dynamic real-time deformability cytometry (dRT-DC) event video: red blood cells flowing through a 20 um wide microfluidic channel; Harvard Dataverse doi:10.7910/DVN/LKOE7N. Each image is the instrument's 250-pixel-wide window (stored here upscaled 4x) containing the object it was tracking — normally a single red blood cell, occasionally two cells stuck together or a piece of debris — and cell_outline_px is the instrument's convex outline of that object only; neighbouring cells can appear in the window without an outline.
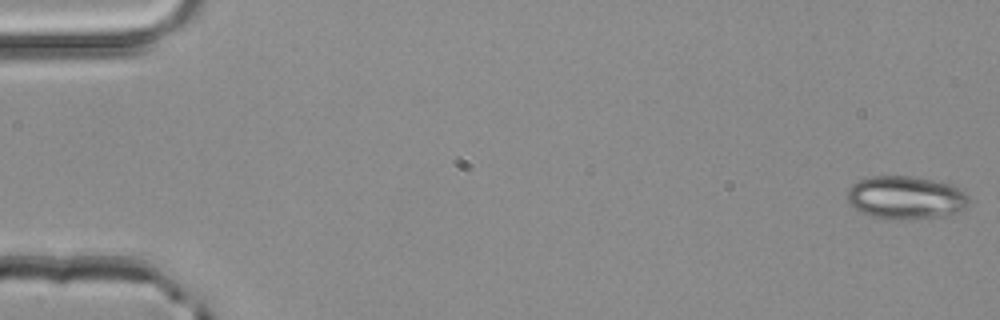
{"species": "common noctule bat (a hibernating species)", "species_latin": "Nyctalus noctula", "temperature_condition": "room temperature", "stored_images_in_passage": 6, "camera_frame_rate_fps": 3000, "um_per_image_px": 0.085, "animal": {"sex": "male", "body_mass_g": 20.4}, "frame": {"image": 1, "passage_image": 1, "time_ms": 0.0, "image_size_px": [1000, 320], "cell_outline_px": [[968, 204], [960, 212], [948, 216], [904, 220], [896, 220], [872, 216], [860, 212], [848, 204], [844, 196], [848, 188], [852, 184], [860, 180], [872, 176], [912, 176], [952, 184], [960, 188], [968, 196]], "centroid_in_image_um": [76.97, 16.81], "position_along_channel_um": 8.0, "area_um2": 31.15}}